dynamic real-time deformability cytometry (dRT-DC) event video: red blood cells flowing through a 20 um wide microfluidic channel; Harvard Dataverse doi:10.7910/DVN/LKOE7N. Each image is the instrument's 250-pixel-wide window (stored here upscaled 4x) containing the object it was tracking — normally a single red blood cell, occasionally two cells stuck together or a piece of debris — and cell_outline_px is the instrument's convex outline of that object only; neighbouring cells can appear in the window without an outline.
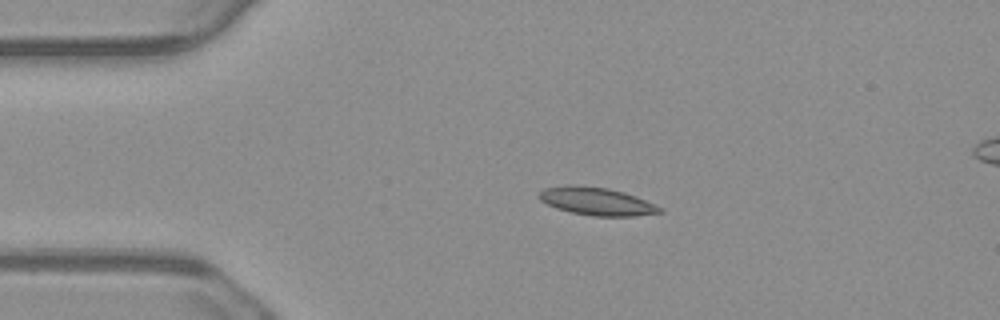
{"species": "common noctule bat (a hibernating species)", "species_latin": "Nyctalus noctula", "temperature_condition": "warm", "stored_images_in_passage": 45, "camera_frame_rate_fps": 3000, "um_per_image_px": 0.085, "animal": {"sex": "male", "body_mass_g": 23.1, "forearm_length_mm": 52.7}, "frame": {"image": 1, "passage_image": 1, "time_ms": 0.0, "image_size_px": [1000, 320], "cell_outline_px": [[664, 212], [632, 216], [592, 216], [572, 212], [556, 208], [540, 200], [540, 192], [544, 188], [564, 184], [572, 184], [608, 188], [624, 192], [636, 196], [664, 208]], "centroid_in_image_um": [50.73, 17.1], "position_along_channel_um": 34.3, "area_um2": 19.65}}
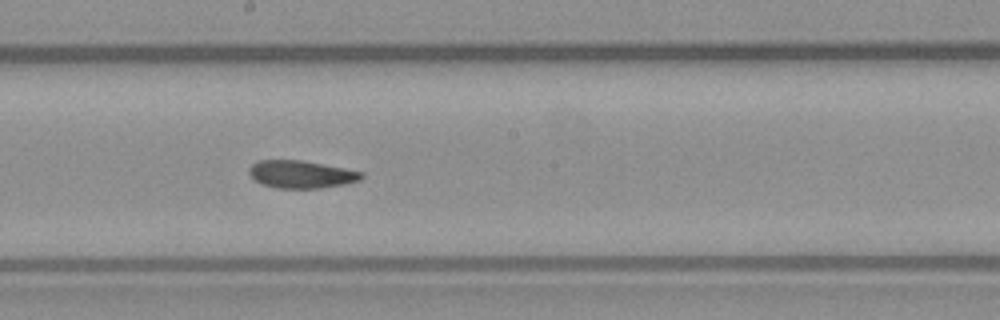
{"frame": {"image": 2, "passage_image": 19, "time_ms": 6.0, "image_size_px": [1000, 320], "cell_outline_px": [[364, 176], [360, 180], [348, 184], [320, 188], [276, 188], [260, 184], [248, 172], [248, 168], [256, 160], [300, 160], [344, 168], [364, 172]], "centroid_in_image_um": [25.61, 14.82], "position_along_channel_um": 222.6, "area_um2": 18.21}}
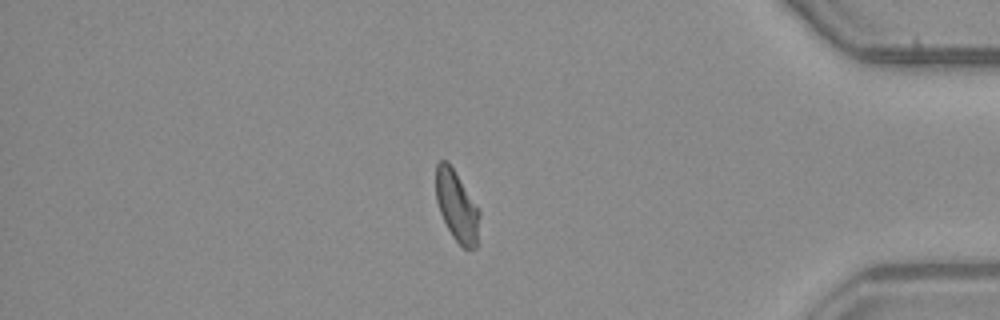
{"frame": {"image": 3, "passage_image": 36, "time_ms": 11.667, "image_size_px": [1000, 320], "cell_outline_px": [[480, 216], [476, 248], [464, 248], [452, 236], [440, 212], [436, 200], [436, 164], [440, 160], [448, 160], [480, 212]], "centroid_in_image_um": [38.81, 17.51], "position_along_channel_um": 396.4, "area_um2": 17.63}}